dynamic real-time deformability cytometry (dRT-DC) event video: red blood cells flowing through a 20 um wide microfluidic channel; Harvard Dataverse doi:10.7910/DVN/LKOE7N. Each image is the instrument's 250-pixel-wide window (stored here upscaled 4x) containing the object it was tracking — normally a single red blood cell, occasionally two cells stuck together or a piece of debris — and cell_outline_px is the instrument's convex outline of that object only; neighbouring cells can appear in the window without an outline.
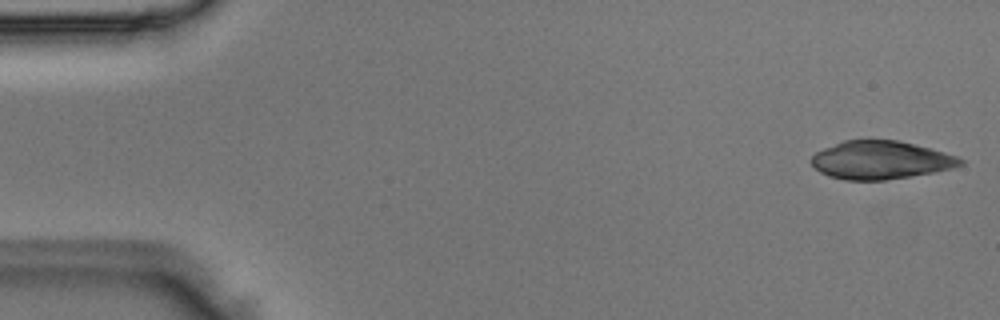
{"species": "Egyptian fruit bat (a non-hibernating species)", "species_latin": "Rousettus aegyptiacus", "temperature_condition": "room temperature", "stored_images_in_passage": 5, "camera_frame_rate_fps": 3000, "um_per_image_px": 0.085, "animal": {"sex": "male"}, "frame": {"image": 1, "passage_image": 1, "time_ms": 0.0, "image_size_px": [1000, 320], "cell_outline_px": [[964, 164], [952, 168], [932, 172], [884, 180], [844, 180], [828, 176], [820, 172], [808, 160], [816, 152], [824, 148], [844, 140], [900, 140], [944, 152], [956, 156], [964, 160]], "centroid_in_image_um": [74.83, 13.6], "position_along_channel_um": 10.2, "area_um2": 33.0}}